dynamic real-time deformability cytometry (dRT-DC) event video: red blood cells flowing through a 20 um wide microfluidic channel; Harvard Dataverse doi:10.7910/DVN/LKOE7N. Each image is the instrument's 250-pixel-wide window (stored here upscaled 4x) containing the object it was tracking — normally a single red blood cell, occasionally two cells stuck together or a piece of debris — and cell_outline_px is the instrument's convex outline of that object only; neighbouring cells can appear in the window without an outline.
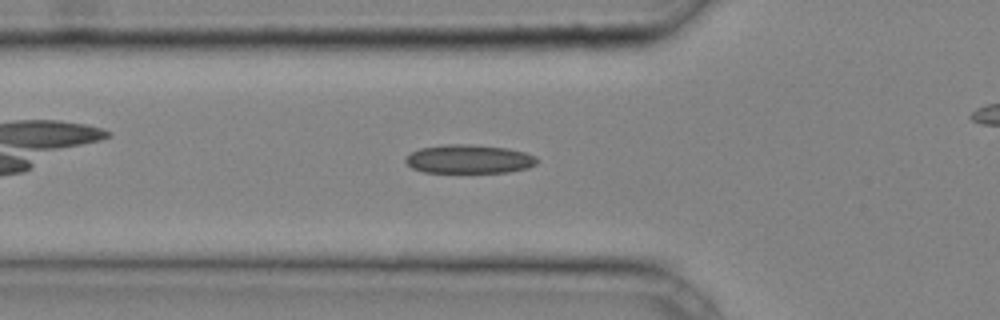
{"species": "common noctule bat (a hibernating species)", "species_latin": "Nyctalus noctula", "temperature_condition": "cold", "stored_images_in_passage": 12, "camera_frame_rate_fps": 3000, "um_per_image_px": 0.085, "animal": {"sex": "male", "body_mass_g": 20.4}, "frame": {"image": 1, "passage_image": 7, "time_ms": 2.0, "image_size_px": [1000, 320], "cell_outline_px": [[540, 160], [536, 164], [528, 168], [508, 172], [424, 172], [412, 168], [404, 160], [412, 152], [420, 148], [444, 144], [468, 144], [508, 148], [524, 152], [536, 156]], "centroid_in_image_um": [39.9, 13.52], "position_along_channel_um": 85.9, "area_um2": 22.02}}
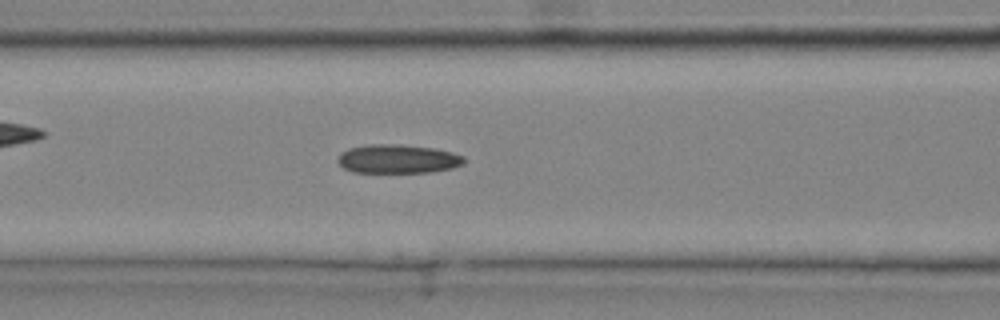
{"frame": {"image": 2, "passage_image": 10, "time_ms": 3.0, "image_size_px": [1000, 320], "cell_outline_px": [[464, 164], [452, 168], [428, 172], [352, 172], [344, 168], [336, 160], [340, 152], [348, 148], [368, 144], [400, 144], [432, 148], [452, 152], [464, 156]], "centroid_in_image_um": [33.78, 13.5], "position_along_channel_um": 132.8, "area_um2": 21.27}}